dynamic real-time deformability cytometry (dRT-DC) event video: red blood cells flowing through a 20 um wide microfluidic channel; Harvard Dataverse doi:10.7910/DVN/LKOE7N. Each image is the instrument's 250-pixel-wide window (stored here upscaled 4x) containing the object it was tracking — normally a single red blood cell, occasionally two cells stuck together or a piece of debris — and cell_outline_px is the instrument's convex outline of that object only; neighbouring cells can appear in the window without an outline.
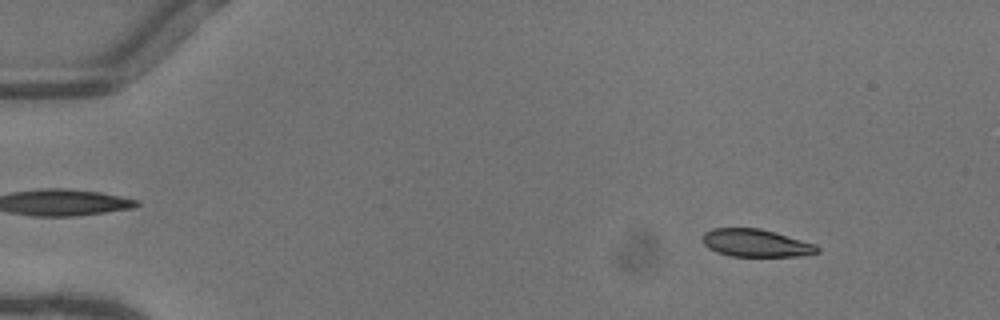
{"species": "common noctule bat (a hibernating species)", "species_latin": "Nyctalus noctula", "temperature_condition": "warm", "stored_images_in_passage": 49, "camera_frame_rate_fps": 3000, "um_per_image_px": 0.085, "animal": {"sex": "female"}, "frame": {"image": 1, "passage_image": 4, "time_ms": 1.0, "image_size_px": [1000, 320], "cell_outline_px": [[820, 252], [800, 256], [732, 256], [716, 252], [708, 248], [700, 240], [704, 232], [712, 228], [760, 228], [816, 244], [820, 248]], "centroid_in_image_um": [64.23, 20.65], "position_along_channel_um": 20.8, "area_um2": 18.61}}
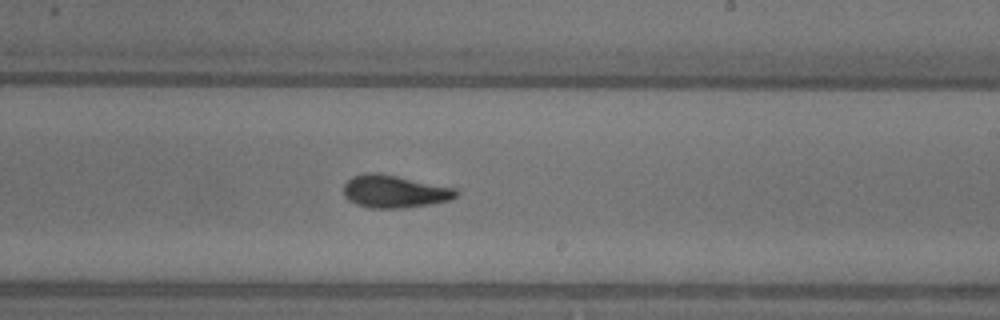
{"frame": {"image": 2, "passage_image": 29, "time_ms": 9.333, "image_size_px": [1000, 320], "cell_outline_px": [[460, 192], [452, 200], [404, 208], [372, 208], [356, 204], [348, 200], [344, 196], [344, 184], [352, 176], [364, 172], [376, 172], [456, 188]], "centroid_in_image_um": [33.52, 16.27], "position_along_channel_um": 255.5, "area_um2": 21.44}}
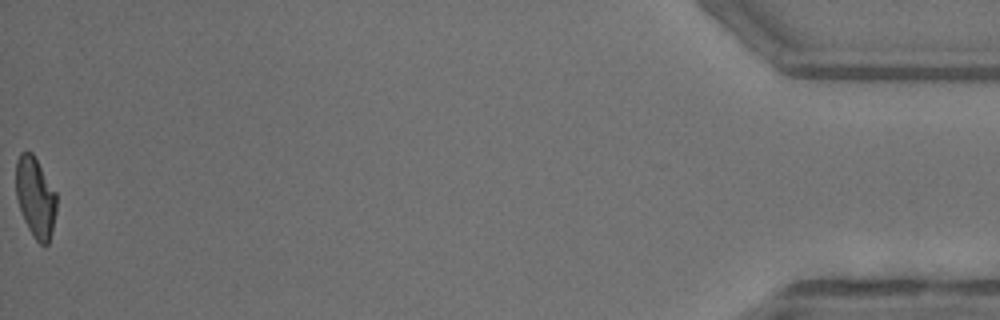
{"frame": {"image": 3, "passage_image": 49, "time_ms": 16.0, "image_size_px": [1000, 320], "cell_outline_px": [[56, 212], [48, 244], [40, 244], [36, 240], [28, 228], [24, 220], [16, 196], [16, 160], [20, 152], [32, 152], [56, 192]], "centroid_in_image_um": [3.0, 16.75], "position_along_channel_um": 432.2, "area_um2": 18.79}, "authors_computed_cell_mechanics": {"area_um2": 20.23, "velocity_mm_per_s": 4.112, "shape_relaxation_time_tau1_ms": 3.3685, "shape_relaxation_time_tau2_ms": 1.5849, "deformation_change_tau1": 0.1779, "deformation_change_tau2": 0.0885}}